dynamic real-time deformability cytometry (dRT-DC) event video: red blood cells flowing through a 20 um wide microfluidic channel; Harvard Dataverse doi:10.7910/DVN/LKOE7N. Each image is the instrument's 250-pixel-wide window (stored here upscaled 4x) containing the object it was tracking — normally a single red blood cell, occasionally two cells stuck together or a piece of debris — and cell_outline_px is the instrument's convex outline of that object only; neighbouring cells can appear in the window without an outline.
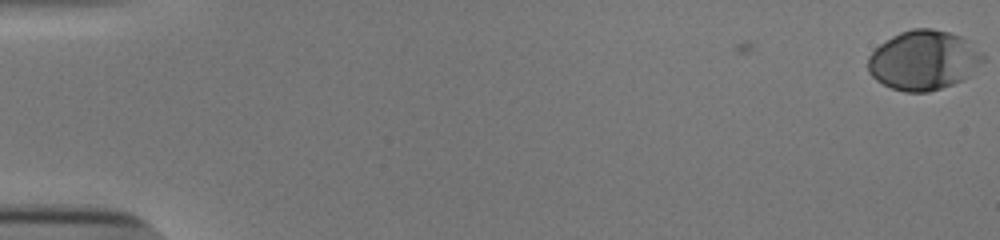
{"species": "human", "species_latin": "Homo sapiens", "temperature_condition": "cold", "stored_images_in_passage": 47, "camera_frame_rate_fps": 3000, "um_per_image_px": 0.085, "donor": {"sex": "male"}, "frame": {"image": 1, "passage_image": 1, "time_ms": 0.0, "image_size_px": [1000, 240], "cell_outline_px": [[972, 76], [964, 80], [928, 92], [904, 92], [892, 88], [876, 80], [868, 72], [868, 56], [880, 44], [892, 36], [900, 32], [912, 28], [932, 28], [948, 32], [960, 36], [972, 72]], "centroid_in_image_um": [78.2, 5.16], "position_along_channel_um": 6.8, "area_um2": 37.22}}
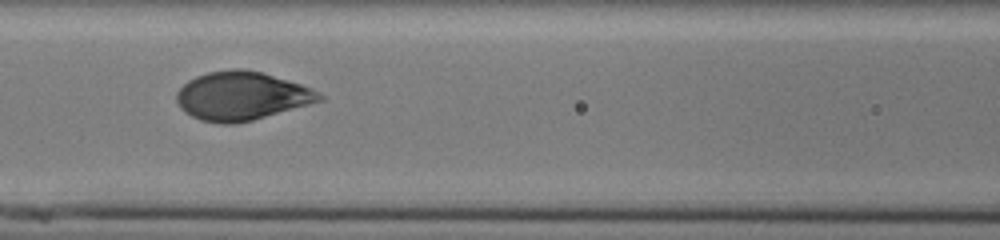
{"frame": {"image": 2, "passage_image": 26, "time_ms": 8.333, "image_size_px": [1000, 240], "cell_outline_px": [[324, 100], [252, 120], [232, 124], [220, 124], [200, 120], [184, 112], [180, 108], [176, 100], [176, 92], [188, 80], [196, 76], [208, 72], [232, 68], [244, 68], [260, 72], [300, 84], [312, 88], [324, 96]], "centroid_in_image_um": [20.51, 8.16], "position_along_channel_um": 146.1, "area_um2": 40.34}}
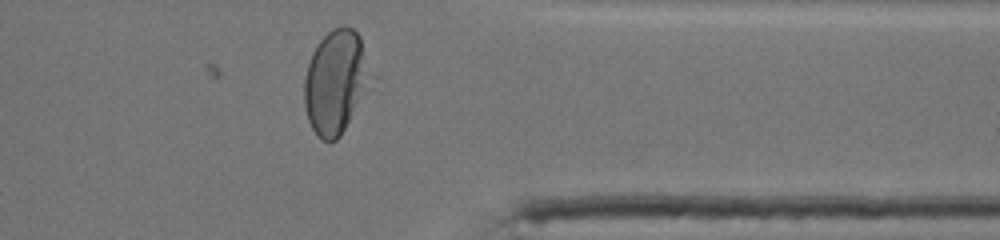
{"frame": {"image": 3, "passage_image": 45, "time_ms": 14.667, "image_size_px": [1000, 240], "cell_outline_px": [[380, 76], [340, 136], [336, 140], [328, 144], [320, 140], [316, 136], [308, 120], [304, 104], [304, 80], [308, 64], [312, 52], [316, 44], [332, 28], [340, 24], [344, 24], [352, 28], [360, 36]], "centroid_in_image_um": [28.67, 6.95], "position_along_channel_um": 382.7, "area_um2": 42.71}, "authors_computed_cell_mechanics": {"area_um2": 39.3618, "velocity_mm_per_s": 3.8529, "shape_relaxation_time_tau1_ms": 4.2346, "shape_relaxation_time_tau2_ms": null, "deformation_change_tau1": 0.1847, "deformation_change_tau2": null}}